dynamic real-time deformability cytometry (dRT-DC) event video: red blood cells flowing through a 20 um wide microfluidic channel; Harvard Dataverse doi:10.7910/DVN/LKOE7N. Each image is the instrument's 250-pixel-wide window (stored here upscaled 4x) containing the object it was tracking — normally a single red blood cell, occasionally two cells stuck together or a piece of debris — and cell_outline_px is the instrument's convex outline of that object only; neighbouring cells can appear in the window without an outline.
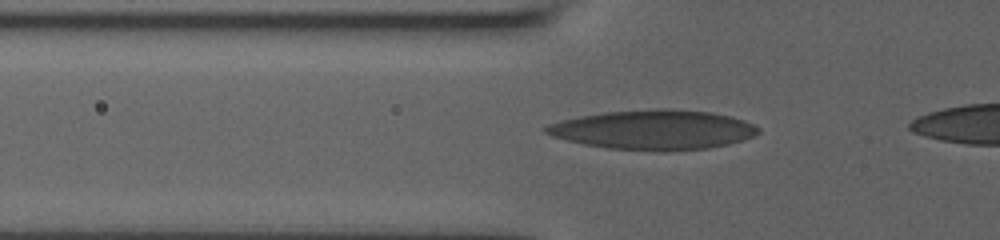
{"species": "human", "species_latin": "Homo sapiens", "temperature_condition": "room temperature", "stored_images_in_passage": 16, "camera_frame_rate_fps": 3000, "um_per_image_px": 0.085, "donor": {"sex": "male"}, "frame": {"image": 1, "passage_image": 5, "time_ms": 1.333, "image_size_px": [1000, 240], "cell_outline_px": [[760, 132], [752, 136], [728, 144], [708, 148], [608, 148], [584, 144], [552, 136], [544, 132], [544, 128], [548, 124], [560, 120], [580, 116], [604, 112], [656, 108], [668, 108], [712, 112], [732, 116], [744, 120], [760, 128]], "centroid_in_image_um": [55.54, 10.97], "position_along_channel_um": 70.3, "area_um2": 47.74}}
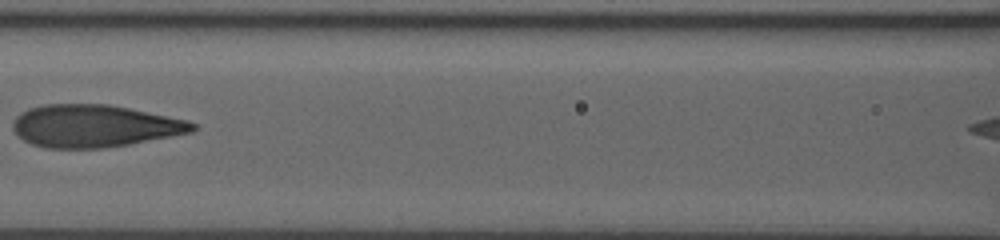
{"frame": {"image": 2, "passage_image": 10, "time_ms": 3.667, "image_size_px": [1000, 240], "cell_outline_px": [[196, 128], [192, 132], [172, 136], [128, 144], [104, 148], [48, 148], [32, 144], [24, 140], [12, 128], [12, 124], [16, 116], [20, 112], [28, 108], [44, 104], [108, 104], [188, 120], [196, 124]], "centroid_in_image_um": [8.0, 10.7], "position_along_channel_um": 158.6, "area_um2": 44.27}}
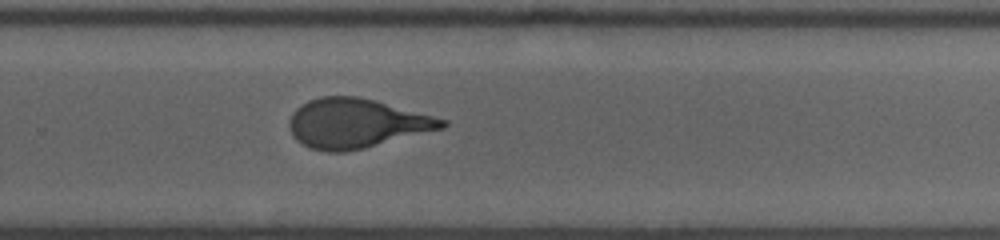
{"frame": {"image": 3, "passage_image": 16, "time_ms": 7.333, "image_size_px": [1000, 240], "cell_outline_px": [[448, 124], [444, 128], [364, 148], [344, 152], [328, 152], [308, 148], [296, 140], [292, 136], [288, 128], [288, 120], [292, 112], [296, 108], [308, 100], [320, 96], [356, 96], [376, 100], [448, 120]], "centroid_in_image_um": [30.24, 10.48], "position_along_channel_um": 299.6, "area_um2": 44.22}}